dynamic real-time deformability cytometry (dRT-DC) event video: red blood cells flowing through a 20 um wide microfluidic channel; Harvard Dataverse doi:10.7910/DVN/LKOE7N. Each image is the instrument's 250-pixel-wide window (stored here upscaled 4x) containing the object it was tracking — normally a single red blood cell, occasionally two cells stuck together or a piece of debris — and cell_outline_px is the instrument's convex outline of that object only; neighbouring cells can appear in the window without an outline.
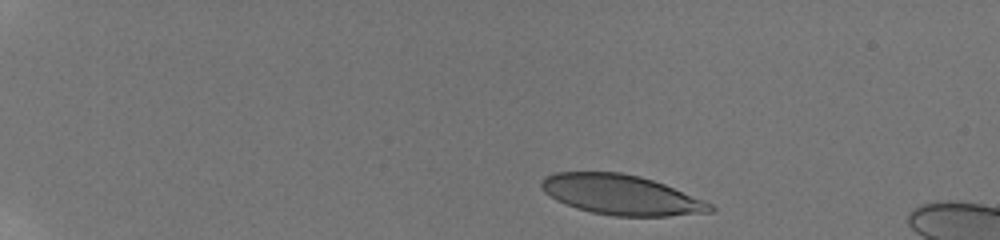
{"species": "human", "species_latin": "Homo sapiens", "temperature_condition": "room temperature", "stored_images_in_passage": 7, "camera_frame_rate_fps": 3000, "um_per_image_px": 0.085, "donor": {"sex": "male"}, "frame": {"image": 1, "passage_image": 1, "time_ms": 0.0, "image_size_px": [1000, 240], "cell_outline_px": [[716, 212], [668, 216], [612, 216], [592, 212], [576, 208], [556, 200], [544, 192], [540, 188], [540, 180], [544, 176], [552, 172], [620, 172], [640, 176], [664, 184], [704, 200], [712, 204], [716, 208]], "centroid_in_image_um": [52.79, 16.56], "position_along_channel_um": 32.2, "area_um2": 39.59}}